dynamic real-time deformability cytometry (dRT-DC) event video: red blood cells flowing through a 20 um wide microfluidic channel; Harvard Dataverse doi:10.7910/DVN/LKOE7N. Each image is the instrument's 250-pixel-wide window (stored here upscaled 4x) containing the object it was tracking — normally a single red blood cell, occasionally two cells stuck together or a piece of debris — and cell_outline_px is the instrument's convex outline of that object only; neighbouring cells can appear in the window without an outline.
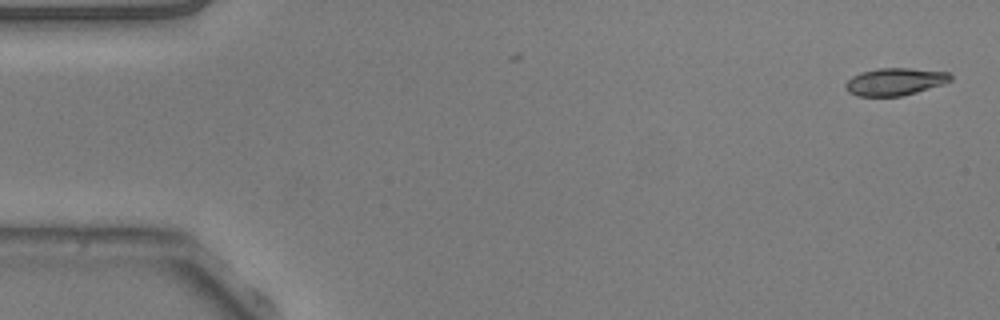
{"species": "common noctule bat (a hibernating species)", "species_latin": "Nyctalus noctula", "temperature_condition": "warm", "stored_images_in_passage": 5, "camera_frame_rate_fps": 3000, "um_per_image_px": 0.085, "animal": {"sex": "male", "body_mass_g": 20.5, "forearm_length_mm": 52.5}, "frame": {"image": 1, "passage_image": 1, "time_ms": 0.0, "image_size_px": [1000, 320], "cell_outline_px": [[952, 80], [944, 84], [916, 92], [900, 96], [856, 96], [848, 92], [844, 88], [844, 84], [852, 76], [860, 72], [876, 68], [912, 68], [948, 72], [952, 76]], "centroid_in_image_um": [76.05, 6.93], "position_along_channel_um": 9.0, "area_um2": 16.94}}